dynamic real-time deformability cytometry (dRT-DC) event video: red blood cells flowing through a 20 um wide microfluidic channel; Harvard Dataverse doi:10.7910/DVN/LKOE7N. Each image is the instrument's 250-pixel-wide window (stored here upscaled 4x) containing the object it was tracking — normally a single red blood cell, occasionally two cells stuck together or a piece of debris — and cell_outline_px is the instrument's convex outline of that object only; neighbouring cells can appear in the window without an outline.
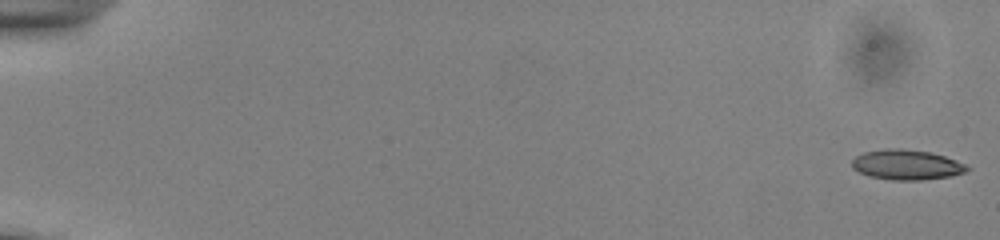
{"species": "common noctule bat (a hibernating species)", "species_latin": "Nyctalus noctula", "temperature_condition": "cold", "stored_images_in_passage": 55, "camera_frame_rate_fps": 3000, "um_per_image_px": 0.085, "animal": {"sex": "male", "body_mass_g": 13.0, "forearm_length_mm": 53.1}, "frame": {"image": 1, "passage_image": 1, "time_ms": 0.0, "image_size_px": [1000, 240], "cell_outline_px": [[972, 168], [968, 172], [952, 176], [924, 180], [892, 180], [868, 176], [852, 168], [852, 160], [856, 156], [864, 152], [888, 148], [900, 148], [932, 152], [956, 160]], "centroid_in_image_um": [77.1, 14.01], "position_along_channel_um": 7.9, "area_um2": 20.4}}
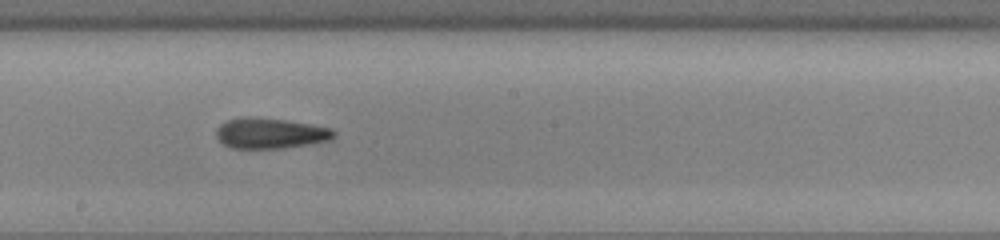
{"frame": {"image": 2, "passage_image": 32, "time_ms": 10.333, "image_size_px": [1000, 240], "cell_outline_px": [[336, 136], [328, 140], [308, 144], [284, 148], [232, 148], [224, 144], [216, 136], [216, 128], [220, 124], [228, 120], [284, 120], [312, 124], [332, 128], [336, 132]], "centroid_in_image_um": [23.04, 11.37], "position_along_channel_um": 225.2, "area_um2": 20.06}}
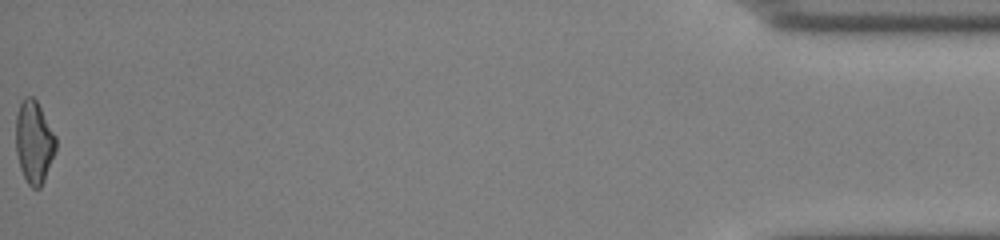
{"frame": {"image": 3, "passage_image": 55, "time_ms": 18.0, "image_size_px": [1000, 240], "cell_outline_px": [[56, 148], [44, 180], [40, 188], [32, 188], [28, 184], [20, 168], [16, 152], [16, 116], [20, 104], [24, 96], [32, 96], [36, 100], [56, 136]], "centroid_in_image_um": [2.88, 12.07], "position_along_channel_um": 432.3, "area_um2": 19.07}, "authors_computed_cell_mechanics": {"area_um2": 20.23, "velocity_mm_per_s": 3.8689, "shape_relaxation_time_tau1_ms": null, "shape_relaxation_time_tau2_ms": 4.7423, "deformation_change_tau1": null, "deformation_change_tau2": 0.1578}}